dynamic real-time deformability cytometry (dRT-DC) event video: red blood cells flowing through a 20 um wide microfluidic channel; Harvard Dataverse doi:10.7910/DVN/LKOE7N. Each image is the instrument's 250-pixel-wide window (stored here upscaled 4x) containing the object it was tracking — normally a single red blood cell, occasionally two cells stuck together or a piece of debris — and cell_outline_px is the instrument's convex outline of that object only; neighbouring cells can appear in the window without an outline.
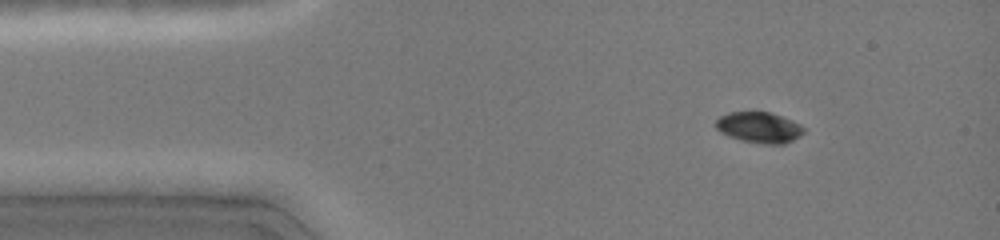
{"species": "common noctule bat (a hibernating species)", "species_latin": "Nyctalus noctula", "temperature_condition": "cold", "stored_images_in_passage": 44, "camera_frame_rate_fps": 3000, "um_per_image_px": 0.085, "animal": {"sex": "female", "body_mass_g": 19.0, "forearm_length_mm": 51.5}, "frame": {"image": 1, "passage_image": 3, "time_ms": 0.667, "image_size_px": [1000, 240], "cell_outline_px": [[804, 132], [800, 136], [784, 144], [764, 144], [740, 140], [728, 136], [720, 132], [716, 128], [716, 120], [720, 116], [728, 112], [772, 112], [792, 120], [800, 124], [804, 128]], "centroid_in_image_um": [64.53, 10.83], "position_along_channel_um": 20.5, "area_um2": 15.9}}
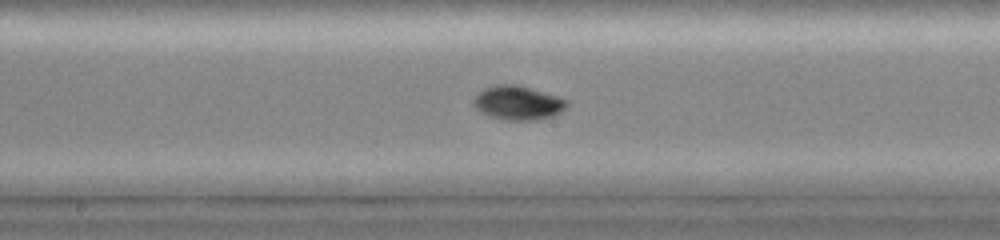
{"frame": {"image": 2, "passage_image": 21, "time_ms": 6.667, "image_size_px": [1000, 240], "cell_outline_px": [[568, 104], [560, 112], [552, 116], [536, 120], [508, 120], [492, 116], [480, 112], [472, 104], [472, 100], [484, 88], [496, 84], [516, 84], [556, 96], [568, 100]], "centroid_in_image_um": [44.0, 8.74], "position_along_channel_um": 204.2, "area_um2": 18.26}}
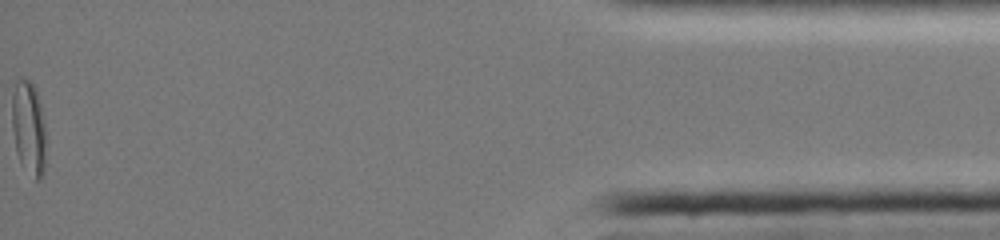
{"frame": {"image": 3, "passage_image": 44, "time_ms": 14.333, "image_size_px": [1000, 240], "cell_outline_px": [[44, 172], [40, 180], [36, 180], [20, 160], [16, 152], [12, 128], [12, 96], [16, 80], [20, 76], [32, 80], [36, 88], [40, 100], [44, 124]], "centroid_in_image_um": [2.42, 10.76], "position_along_channel_um": 432.8, "area_um2": 18.55}, "authors_computed_cell_mechanics": {"area_um2": 16.9932, "velocity_mm_per_s": 4.1234, "shape_relaxation_time_tau1_ms": 3.2917, "shape_relaxation_time_tau2_ms": null, "deformation_change_tau1": 0.1243, "deformation_change_tau2": null}}